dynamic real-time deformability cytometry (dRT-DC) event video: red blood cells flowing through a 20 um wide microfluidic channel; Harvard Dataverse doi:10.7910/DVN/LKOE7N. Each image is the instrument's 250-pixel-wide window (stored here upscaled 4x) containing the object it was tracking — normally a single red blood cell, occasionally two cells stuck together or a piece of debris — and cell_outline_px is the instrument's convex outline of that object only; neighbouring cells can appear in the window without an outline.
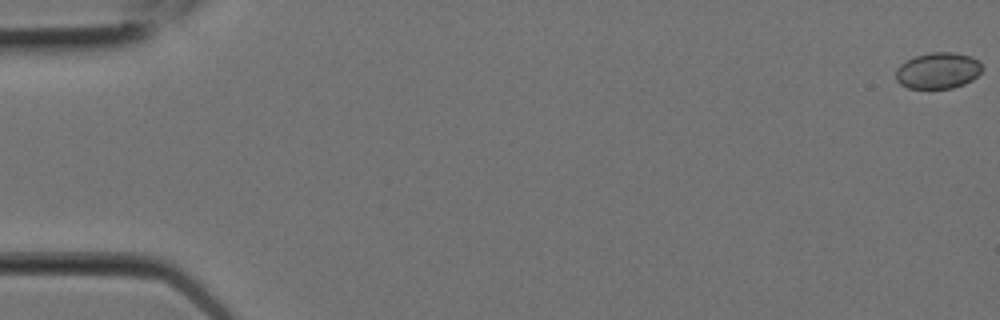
{"species": "Egyptian fruit bat (a non-hibernating species)", "species_latin": "Rousettus aegyptiacus", "temperature_condition": "room temperature", "stored_images_in_passage": 9, "camera_frame_rate_fps": 3000, "um_per_image_px": 0.085, "animal": {"sex": "female"}, "frame": {"image": 1, "passage_image": 1, "time_ms": 0.0, "image_size_px": [1000, 320], "cell_outline_px": [[984, 68], [972, 80], [964, 84], [952, 88], [908, 88], [900, 84], [896, 80], [896, 68], [900, 64], [916, 56], [932, 52], [956, 52], [968, 56], [976, 60]], "centroid_in_image_um": [79.71, 6.01], "position_along_channel_um": 5.3, "area_um2": 18.09}}
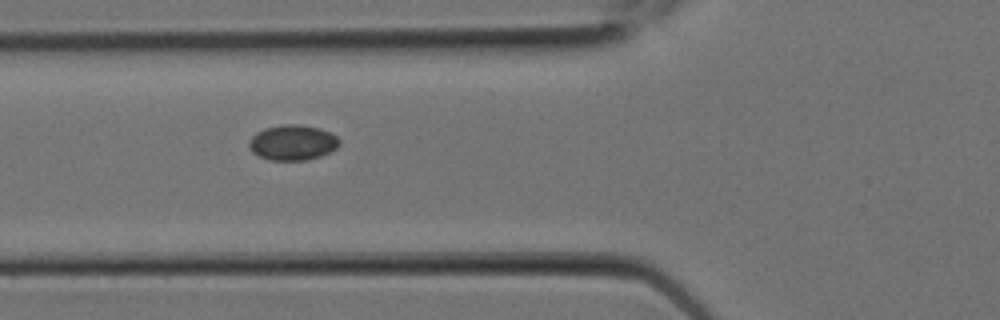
{"frame": {"image": 2, "passage_image": 8, "time_ms": 2.333, "image_size_px": [1000, 320], "cell_outline_px": [[340, 144], [336, 148], [320, 156], [308, 160], [272, 160], [260, 156], [252, 152], [248, 144], [248, 140], [256, 132], [264, 128], [284, 124], [296, 124], [320, 128], [336, 136], [340, 140]], "centroid_in_image_um": [24.86, 12.11], "position_along_channel_um": 100.9, "area_um2": 18.55}}
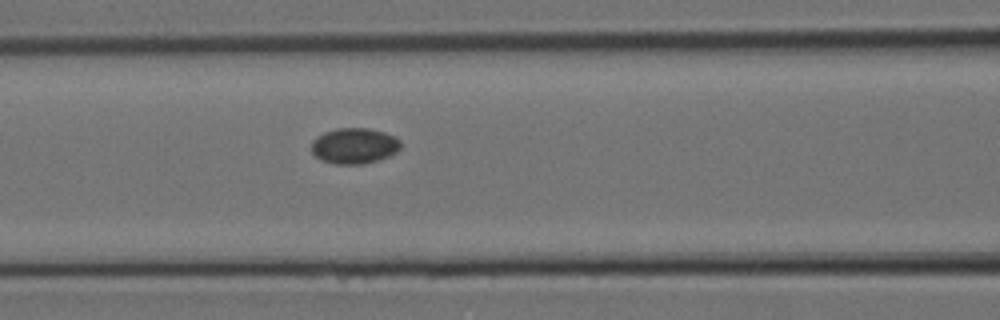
{"frame": {"image": 3, "passage_image": 9, "time_ms": 2.667, "image_size_px": [1000, 320], "cell_outline_px": [[400, 148], [396, 152], [388, 156], [364, 164], [336, 164], [320, 160], [312, 152], [312, 140], [316, 136], [324, 132], [336, 128], [368, 128], [384, 132], [396, 136], [400, 140]], "centroid_in_image_um": [30.1, 12.38], "position_along_channel_um": 136.5, "area_um2": 18.67}}